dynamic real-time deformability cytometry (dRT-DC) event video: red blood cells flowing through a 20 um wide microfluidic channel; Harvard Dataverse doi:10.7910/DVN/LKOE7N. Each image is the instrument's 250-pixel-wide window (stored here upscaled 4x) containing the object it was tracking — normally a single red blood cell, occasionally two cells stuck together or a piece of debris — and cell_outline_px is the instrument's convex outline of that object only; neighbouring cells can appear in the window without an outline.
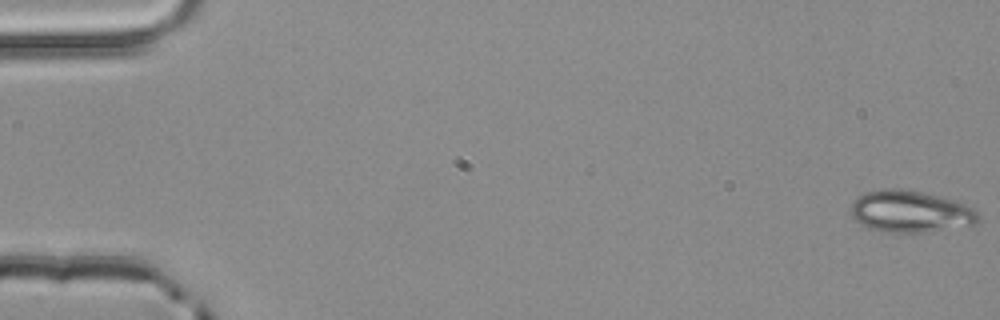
{"species": "common noctule bat (a hibernating species)", "species_latin": "Nyctalus noctula", "temperature_condition": "room temperature", "stored_images_in_passage": 4, "camera_frame_rate_fps": 3000, "um_per_image_px": 0.085, "animal": {"sex": "male", "body_mass_g": 20.4}, "frame": {"image": 1, "passage_image": 1, "time_ms": 0.0, "image_size_px": [1000, 320], "cell_outline_px": [[980, 220], [976, 224], [924, 232], [888, 232], [868, 228], [856, 220], [848, 212], [848, 208], [864, 192], [884, 188], [900, 188], [924, 192], [956, 200], [972, 208], [980, 216]], "centroid_in_image_um": [77.37, 17.96], "position_along_channel_um": 7.6, "area_um2": 31.15}}